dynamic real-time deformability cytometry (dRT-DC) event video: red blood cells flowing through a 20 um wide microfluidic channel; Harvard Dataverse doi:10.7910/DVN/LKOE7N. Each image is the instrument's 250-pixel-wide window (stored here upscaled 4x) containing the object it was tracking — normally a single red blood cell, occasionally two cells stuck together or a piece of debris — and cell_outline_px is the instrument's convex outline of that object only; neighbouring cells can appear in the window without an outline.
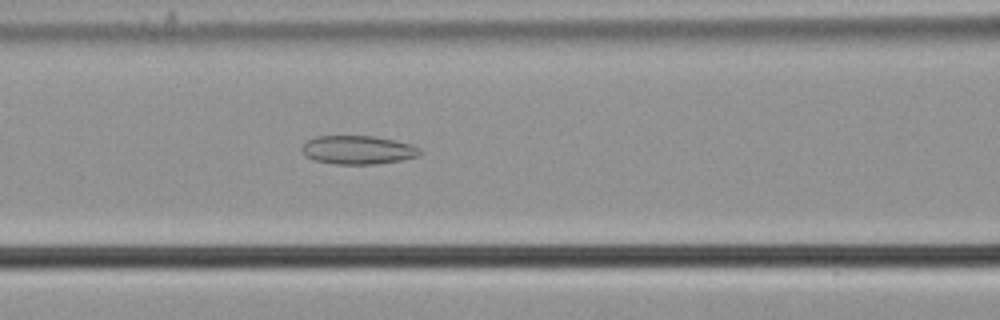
{"species": "common noctule bat (a hibernating species)", "species_latin": "Nyctalus noctula", "temperature_condition": "cold", "stored_images_in_passage": 44, "camera_frame_rate_fps": 3000, "um_per_image_px": 0.085, "animal": {"sex": "male", "body_mass_g": 21.5, "forearm_length_mm": 52.0}, "frame": {"image": 1, "passage_image": 12, "time_ms": 3.667, "image_size_px": [1000, 320], "cell_outline_px": [[420, 152], [416, 156], [400, 160], [372, 164], [336, 164], [312, 160], [304, 156], [300, 148], [308, 140], [316, 136], [372, 136], [412, 144], [420, 148]], "centroid_in_image_um": [30.36, 12.74], "position_along_channel_um": 136.2, "area_um2": 19.54}}
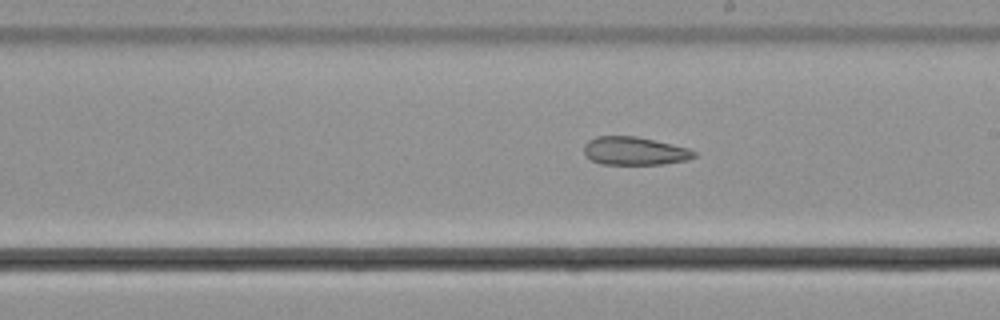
{"frame": {"image": 2, "passage_image": 20, "time_ms": 6.333, "image_size_px": [1000, 320], "cell_outline_px": [[696, 156], [688, 160], [664, 164], [600, 164], [592, 160], [584, 152], [584, 144], [588, 140], [596, 136], [636, 136], [672, 144], [688, 148], [696, 152]], "centroid_in_image_um": [53.94, 12.83], "position_along_channel_um": 235.1, "area_um2": 18.09}}
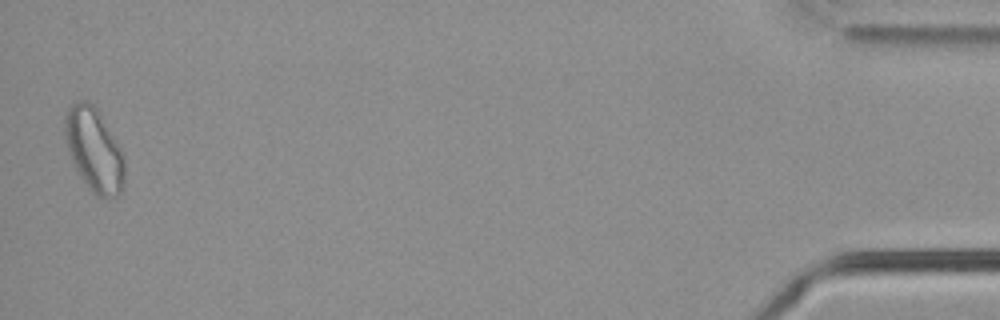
{"frame": {"image": 3, "passage_image": 43, "time_ms": 14.0, "image_size_px": [1000, 320], "cell_outline_px": [[124, 184], [120, 196], [108, 200], [96, 196], [88, 188], [76, 168], [68, 152], [64, 136], [64, 116], [68, 108], [72, 104], [80, 100], [88, 100], [96, 108], [120, 148], [124, 156]], "centroid_in_image_um": [8.0, 12.78], "position_along_channel_um": 427.2, "area_um2": 29.19}, "authors_computed_cell_mechanics": {"area_um2": 21.5016, "velocity_mm_per_s": 3.7145, "shape_relaxation_time_tau1_ms": null, "shape_relaxation_time_tau2_ms": 6.3931, "deformation_change_tau1": null, "deformation_change_tau2": 0.1567}}